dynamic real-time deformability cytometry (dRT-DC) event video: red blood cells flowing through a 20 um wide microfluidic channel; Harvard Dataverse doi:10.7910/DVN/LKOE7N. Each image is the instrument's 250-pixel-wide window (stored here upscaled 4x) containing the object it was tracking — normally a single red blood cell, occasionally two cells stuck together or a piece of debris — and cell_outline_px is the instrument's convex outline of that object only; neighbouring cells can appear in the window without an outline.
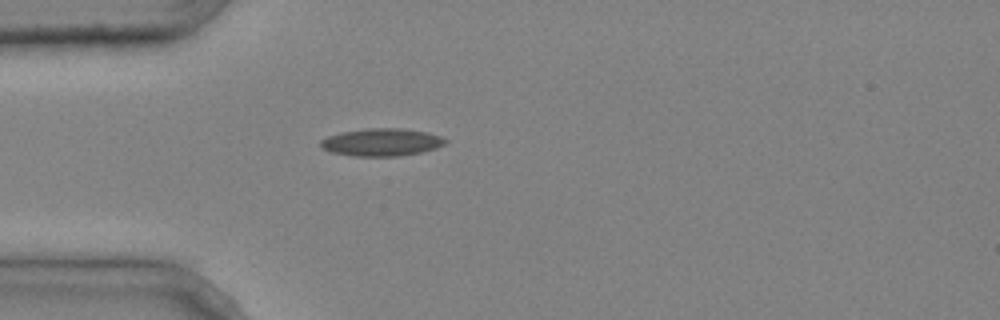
{"species": "common noctule bat (a hibernating species)", "species_latin": "Nyctalus noctula", "temperature_condition": "cold", "stored_images_in_passage": 1, "camera_frame_rate_fps": 3000, "um_per_image_px": 0.085, "animal": {"sex": "male", "body_mass_g": 20.4}, "frame": {"image": 1, "passage_image": 1, "time_ms": 0.0, "image_size_px": [1000, 320], "cell_outline_px": [[448, 140], [444, 144], [436, 148], [420, 152], [396, 156], [356, 156], [332, 152], [324, 148], [320, 144], [320, 140], [328, 136], [340, 132], [364, 128], [400, 128], [428, 132], [440, 136]], "centroid_in_image_um": [32.44, 12.07], "position_along_channel_um": 52.6, "area_um2": 19.94}}